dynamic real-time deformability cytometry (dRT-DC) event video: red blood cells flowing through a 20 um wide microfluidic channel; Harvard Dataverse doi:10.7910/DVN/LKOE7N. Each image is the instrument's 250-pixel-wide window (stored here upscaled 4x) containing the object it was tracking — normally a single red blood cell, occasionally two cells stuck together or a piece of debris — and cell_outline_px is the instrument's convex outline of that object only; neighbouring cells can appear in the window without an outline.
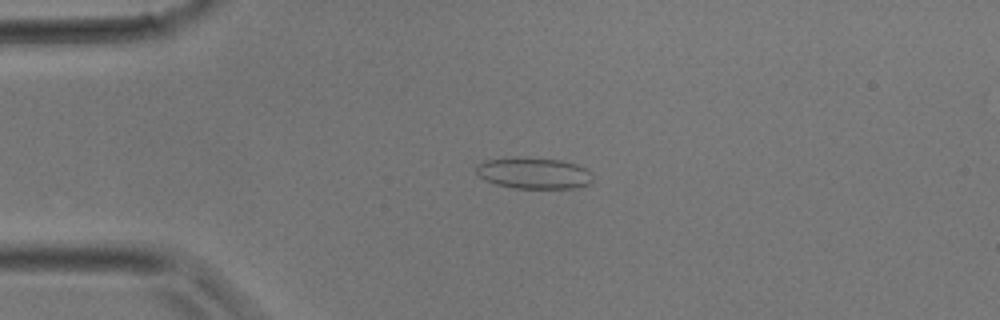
{"species": "common noctule bat (a hibernating species)", "species_latin": "Nyctalus noctula", "temperature_condition": "room temperature", "stored_images_in_passage": 34, "camera_frame_rate_fps": 3000, "um_per_image_px": 0.085, "animal": {"sex": "male", "body_mass_g": 17.9}, "frame": {"image": 1, "passage_image": 9, "time_ms": 2.667, "image_size_px": [1000, 320], "cell_outline_px": [[592, 180], [588, 184], [576, 188], [516, 188], [496, 184], [484, 180], [476, 172], [476, 164], [484, 160], [512, 156], [524, 156], [560, 160], [576, 164], [588, 168], [592, 176]], "centroid_in_image_um": [45.34, 14.69], "position_along_channel_um": 39.7, "area_um2": 21.68}}
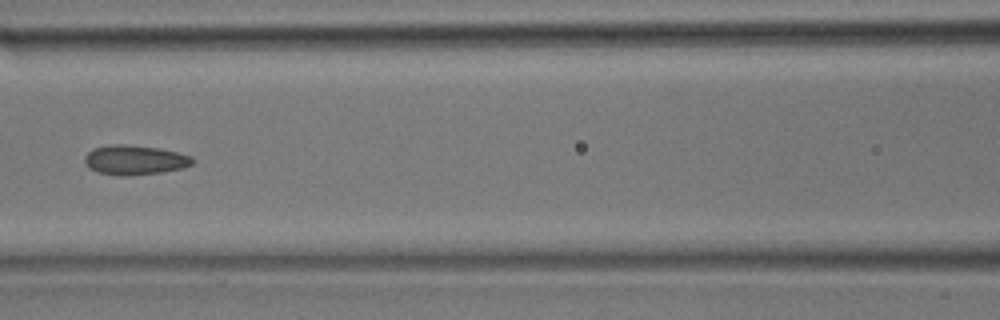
{"frame": {"image": 2, "passage_image": 17, "time_ms": 5.333, "image_size_px": [1000, 320], "cell_outline_px": [[196, 160], [192, 164], [184, 168], [164, 172], [132, 176], [120, 176], [96, 172], [88, 168], [84, 164], [84, 156], [92, 148], [112, 144], [128, 144], [156, 148], [176, 152], [192, 156]], "centroid_in_image_um": [11.43, 13.61], "position_along_channel_um": 155.2, "area_um2": 19.02}}
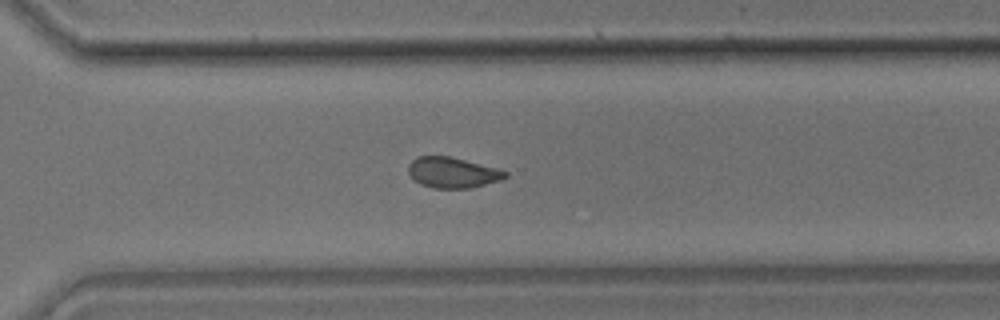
{"frame": {"image": 3, "passage_image": 27, "time_ms": 8.667, "image_size_px": [1000, 320], "cell_outline_px": [[508, 176], [500, 180], [472, 188], [432, 188], [420, 184], [408, 172], [408, 164], [416, 156], [448, 156], [496, 168], [508, 172]], "centroid_in_image_um": [38.45, 14.67], "position_along_channel_um": 332.1, "area_um2": 17.17}}